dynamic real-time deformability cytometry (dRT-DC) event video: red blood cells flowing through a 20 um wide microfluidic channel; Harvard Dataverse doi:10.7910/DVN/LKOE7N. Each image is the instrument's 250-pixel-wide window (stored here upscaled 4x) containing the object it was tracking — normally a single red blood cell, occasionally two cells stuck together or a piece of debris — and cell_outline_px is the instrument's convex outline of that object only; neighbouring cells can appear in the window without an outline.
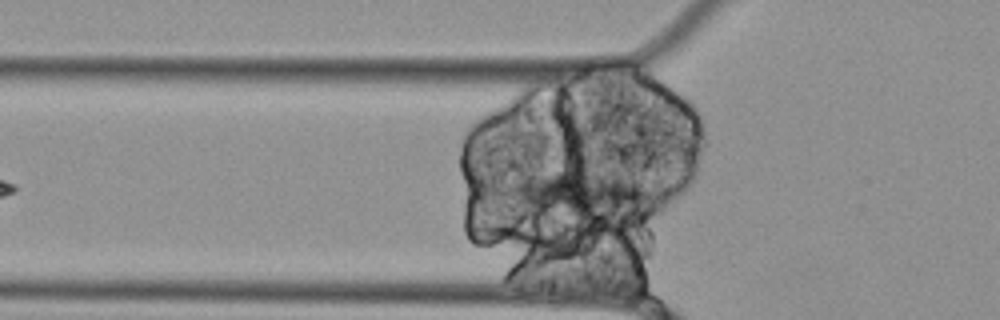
{"species": "Egyptian fruit bat (a non-hibernating species)", "species_latin": "Rousettus aegyptiacus", "temperature_condition": "cold", "stored_images_in_passage": 42, "segment_of_instrument_passage": [1, 2], "camera_frame_rate_fps": 3000, "um_per_image_px": 0.085, "animal": {"sex": "female"}, "frame": {"image": 1, "passage_image": 5, "time_ms": 1.333, "image_size_px": [1000, 320], "cell_outline_px": [[660, 200], [656, 204], [644, 212], [576, 236], [528, 208], [516, 192], [516, 188], [528, 176], [552, 172], [568, 172], [600, 176], [648, 192]], "centroid_in_image_um": [49.51, 17.01], "position_along_channel_um": 76.3, "area_um2": 41.38}}